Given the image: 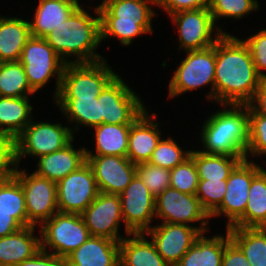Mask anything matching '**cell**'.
<instances>
[{
  "label": "cell",
  "instance_id": "6da1fadb",
  "mask_svg": "<svg viewBox=\"0 0 266 266\" xmlns=\"http://www.w3.org/2000/svg\"><path fill=\"white\" fill-rule=\"evenodd\" d=\"M261 80L247 44L224 33L216 42L214 102L247 105Z\"/></svg>",
  "mask_w": 266,
  "mask_h": 266
},
{
  "label": "cell",
  "instance_id": "7a4b0ae2",
  "mask_svg": "<svg viewBox=\"0 0 266 266\" xmlns=\"http://www.w3.org/2000/svg\"><path fill=\"white\" fill-rule=\"evenodd\" d=\"M81 6L45 37L66 63H91L105 59L95 52L101 44L98 7L94 8L96 17H93Z\"/></svg>",
  "mask_w": 266,
  "mask_h": 266
},
{
  "label": "cell",
  "instance_id": "3957f363",
  "mask_svg": "<svg viewBox=\"0 0 266 266\" xmlns=\"http://www.w3.org/2000/svg\"><path fill=\"white\" fill-rule=\"evenodd\" d=\"M221 106L222 109L212 113L201 127L199 138L204 150L199 151L238 156L245 160L248 146V104Z\"/></svg>",
  "mask_w": 266,
  "mask_h": 266
},
{
  "label": "cell",
  "instance_id": "277c9868",
  "mask_svg": "<svg viewBox=\"0 0 266 266\" xmlns=\"http://www.w3.org/2000/svg\"><path fill=\"white\" fill-rule=\"evenodd\" d=\"M149 5L155 7L156 0H108L98 6L101 42L112 36L129 46L135 37L153 33L151 21L157 14Z\"/></svg>",
  "mask_w": 266,
  "mask_h": 266
},
{
  "label": "cell",
  "instance_id": "5b68a950",
  "mask_svg": "<svg viewBox=\"0 0 266 266\" xmlns=\"http://www.w3.org/2000/svg\"><path fill=\"white\" fill-rule=\"evenodd\" d=\"M185 53V58L181 60L168 84L169 97L174 99L210 84L211 90L206 98L214 102L216 43L205 49Z\"/></svg>",
  "mask_w": 266,
  "mask_h": 266
},
{
  "label": "cell",
  "instance_id": "8992f818",
  "mask_svg": "<svg viewBox=\"0 0 266 266\" xmlns=\"http://www.w3.org/2000/svg\"><path fill=\"white\" fill-rule=\"evenodd\" d=\"M19 62L23 65L30 88L36 93L56 77L53 100L58 95L66 62L48 44L45 38L31 36Z\"/></svg>",
  "mask_w": 266,
  "mask_h": 266
},
{
  "label": "cell",
  "instance_id": "52a82bcc",
  "mask_svg": "<svg viewBox=\"0 0 266 266\" xmlns=\"http://www.w3.org/2000/svg\"><path fill=\"white\" fill-rule=\"evenodd\" d=\"M106 61L66 63L56 98H97L118 75Z\"/></svg>",
  "mask_w": 266,
  "mask_h": 266
},
{
  "label": "cell",
  "instance_id": "ba28073f",
  "mask_svg": "<svg viewBox=\"0 0 266 266\" xmlns=\"http://www.w3.org/2000/svg\"><path fill=\"white\" fill-rule=\"evenodd\" d=\"M41 249L66 258L89 237L88 228L80 214L55 213L40 226ZM48 248V250H47Z\"/></svg>",
  "mask_w": 266,
  "mask_h": 266
},
{
  "label": "cell",
  "instance_id": "9c48e42d",
  "mask_svg": "<svg viewBox=\"0 0 266 266\" xmlns=\"http://www.w3.org/2000/svg\"><path fill=\"white\" fill-rule=\"evenodd\" d=\"M71 127L62 123L35 122L33 119L16 137L17 165L23 157L36 159L64 148L73 139Z\"/></svg>",
  "mask_w": 266,
  "mask_h": 266
},
{
  "label": "cell",
  "instance_id": "30bf717a",
  "mask_svg": "<svg viewBox=\"0 0 266 266\" xmlns=\"http://www.w3.org/2000/svg\"><path fill=\"white\" fill-rule=\"evenodd\" d=\"M169 17L178 29L179 50L184 52L208 48L227 33L216 26L209 8L180 11Z\"/></svg>",
  "mask_w": 266,
  "mask_h": 266
},
{
  "label": "cell",
  "instance_id": "8fae6325",
  "mask_svg": "<svg viewBox=\"0 0 266 266\" xmlns=\"http://www.w3.org/2000/svg\"><path fill=\"white\" fill-rule=\"evenodd\" d=\"M100 124H132L147 108L143 100L117 75L97 97Z\"/></svg>",
  "mask_w": 266,
  "mask_h": 266
},
{
  "label": "cell",
  "instance_id": "7c38bea8",
  "mask_svg": "<svg viewBox=\"0 0 266 266\" xmlns=\"http://www.w3.org/2000/svg\"><path fill=\"white\" fill-rule=\"evenodd\" d=\"M18 168L11 174L20 182L24 192L28 227L40 226L58 212L56 182Z\"/></svg>",
  "mask_w": 266,
  "mask_h": 266
},
{
  "label": "cell",
  "instance_id": "4fadbf2b",
  "mask_svg": "<svg viewBox=\"0 0 266 266\" xmlns=\"http://www.w3.org/2000/svg\"><path fill=\"white\" fill-rule=\"evenodd\" d=\"M156 217L162 219L161 223L194 225L199 222L201 233H206L210 229L207 227L210 215L196 195L182 193L171 187L155 197Z\"/></svg>",
  "mask_w": 266,
  "mask_h": 266
},
{
  "label": "cell",
  "instance_id": "5bb4252c",
  "mask_svg": "<svg viewBox=\"0 0 266 266\" xmlns=\"http://www.w3.org/2000/svg\"><path fill=\"white\" fill-rule=\"evenodd\" d=\"M119 197L126 236L146 233L155 219V196L136 174Z\"/></svg>",
  "mask_w": 266,
  "mask_h": 266
},
{
  "label": "cell",
  "instance_id": "9a60e30c",
  "mask_svg": "<svg viewBox=\"0 0 266 266\" xmlns=\"http://www.w3.org/2000/svg\"><path fill=\"white\" fill-rule=\"evenodd\" d=\"M263 168L254 160H242L227 179L222 203L210 214V218L227 217L226 228L231 227L244 213L253 177Z\"/></svg>",
  "mask_w": 266,
  "mask_h": 266
},
{
  "label": "cell",
  "instance_id": "2e32d148",
  "mask_svg": "<svg viewBox=\"0 0 266 266\" xmlns=\"http://www.w3.org/2000/svg\"><path fill=\"white\" fill-rule=\"evenodd\" d=\"M57 185L58 212L82 214L99 194L93 171L87 161Z\"/></svg>",
  "mask_w": 266,
  "mask_h": 266
},
{
  "label": "cell",
  "instance_id": "e0dca14e",
  "mask_svg": "<svg viewBox=\"0 0 266 266\" xmlns=\"http://www.w3.org/2000/svg\"><path fill=\"white\" fill-rule=\"evenodd\" d=\"M81 215L90 236L106 237L117 242L124 238L118 232L120 223L124 222L119 195L99 192Z\"/></svg>",
  "mask_w": 266,
  "mask_h": 266
},
{
  "label": "cell",
  "instance_id": "ac0fdd59",
  "mask_svg": "<svg viewBox=\"0 0 266 266\" xmlns=\"http://www.w3.org/2000/svg\"><path fill=\"white\" fill-rule=\"evenodd\" d=\"M197 226L158 223V226H152L146 235H150L162 258L170 266H175L202 234Z\"/></svg>",
  "mask_w": 266,
  "mask_h": 266
},
{
  "label": "cell",
  "instance_id": "d6986e66",
  "mask_svg": "<svg viewBox=\"0 0 266 266\" xmlns=\"http://www.w3.org/2000/svg\"><path fill=\"white\" fill-rule=\"evenodd\" d=\"M99 192L119 195L136 175V165L127 157L86 156Z\"/></svg>",
  "mask_w": 266,
  "mask_h": 266
},
{
  "label": "cell",
  "instance_id": "ffe728a7",
  "mask_svg": "<svg viewBox=\"0 0 266 266\" xmlns=\"http://www.w3.org/2000/svg\"><path fill=\"white\" fill-rule=\"evenodd\" d=\"M146 109L132 124L129 131L127 158L135 165L149 162L161 138L156 113ZM149 112V113H148ZM154 119V120H153Z\"/></svg>",
  "mask_w": 266,
  "mask_h": 266
},
{
  "label": "cell",
  "instance_id": "44dd1931",
  "mask_svg": "<svg viewBox=\"0 0 266 266\" xmlns=\"http://www.w3.org/2000/svg\"><path fill=\"white\" fill-rule=\"evenodd\" d=\"M120 242L90 236L65 259L67 266H120Z\"/></svg>",
  "mask_w": 266,
  "mask_h": 266
},
{
  "label": "cell",
  "instance_id": "7402d4cb",
  "mask_svg": "<svg viewBox=\"0 0 266 266\" xmlns=\"http://www.w3.org/2000/svg\"><path fill=\"white\" fill-rule=\"evenodd\" d=\"M74 140L60 150L39 157L34 172L57 183L82 166L86 162V148L75 149Z\"/></svg>",
  "mask_w": 266,
  "mask_h": 266
},
{
  "label": "cell",
  "instance_id": "603a6c76",
  "mask_svg": "<svg viewBox=\"0 0 266 266\" xmlns=\"http://www.w3.org/2000/svg\"><path fill=\"white\" fill-rule=\"evenodd\" d=\"M35 230V226L23 227L0 238V266H16L41 249L40 235L36 236Z\"/></svg>",
  "mask_w": 266,
  "mask_h": 266
},
{
  "label": "cell",
  "instance_id": "cb8c5ba5",
  "mask_svg": "<svg viewBox=\"0 0 266 266\" xmlns=\"http://www.w3.org/2000/svg\"><path fill=\"white\" fill-rule=\"evenodd\" d=\"M79 1L39 0L33 21H29L33 37L45 38L80 6Z\"/></svg>",
  "mask_w": 266,
  "mask_h": 266
},
{
  "label": "cell",
  "instance_id": "d4e9b609",
  "mask_svg": "<svg viewBox=\"0 0 266 266\" xmlns=\"http://www.w3.org/2000/svg\"><path fill=\"white\" fill-rule=\"evenodd\" d=\"M146 236V233H130L120 241V266H170Z\"/></svg>",
  "mask_w": 266,
  "mask_h": 266
},
{
  "label": "cell",
  "instance_id": "484cf974",
  "mask_svg": "<svg viewBox=\"0 0 266 266\" xmlns=\"http://www.w3.org/2000/svg\"><path fill=\"white\" fill-rule=\"evenodd\" d=\"M30 37L28 20L0 15V63L19 61Z\"/></svg>",
  "mask_w": 266,
  "mask_h": 266
},
{
  "label": "cell",
  "instance_id": "4316f807",
  "mask_svg": "<svg viewBox=\"0 0 266 266\" xmlns=\"http://www.w3.org/2000/svg\"><path fill=\"white\" fill-rule=\"evenodd\" d=\"M130 127L131 124L106 123L93 127L96 151L94 154L86 147V156L111 155L127 157Z\"/></svg>",
  "mask_w": 266,
  "mask_h": 266
},
{
  "label": "cell",
  "instance_id": "83f0119b",
  "mask_svg": "<svg viewBox=\"0 0 266 266\" xmlns=\"http://www.w3.org/2000/svg\"><path fill=\"white\" fill-rule=\"evenodd\" d=\"M245 213L231 226L239 228H266V170L253 177Z\"/></svg>",
  "mask_w": 266,
  "mask_h": 266
},
{
  "label": "cell",
  "instance_id": "f1b7e54d",
  "mask_svg": "<svg viewBox=\"0 0 266 266\" xmlns=\"http://www.w3.org/2000/svg\"><path fill=\"white\" fill-rule=\"evenodd\" d=\"M224 248L225 236L202 233L175 266H221Z\"/></svg>",
  "mask_w": 266,
  "mask_h": 266
},
{
  "label": "cell",
  "instance_id": "f546056e",
  "mask_svg": "<svg viewBox=\"0 0 266 266\" xmlns=\"http://www.w3.org/2000/svg\"><path fill=\"white\" fill-rule=\"evenodd\" d=\"M54 102L69 123L75 122V127L71 128L73 135L79 131V126L91 129L100 125V101L97 98H55Z\"/></svg>",
  "mask_w": 266,
  "mask_h": 266
},
{
  "label": "cell",
  "instance_id": "4dcf8cb0",
  "mask_svg": "<svg viewBox=\"0 0 266 266\" xmlns=\"http://www.w3.org/2000/svg\"><path fill=\"white\" fill-rule=\"evenodd\" d=\"M29 102V96H0V130L16 138L34 119L32 116L34 108Z\"/></svg>",
  "mask_w": 266,
  "mask_h": 266
},
{
  "label": "cell",
  "instance_id": "1f68e13d",
  "mask_svg": "<svg viewBox=\"0 0 266 266\" xmlns=\"http://www.w3.org/2000/svg\"><path fill=\"white\" fill-rule=\"evenodd\" d=\"M227 229L230 239L240 248L251 266H266V228Z\"/></svg>",
  "mask_w": 266,
  "mask_h": 266
},
{
  "label": "cell",
  "instance_id": "d6a6232c",
  "mask_svg": "<svg viewBox=\"0 0 266 266\" xmlns=\"http://www.w3.org/2000/svg\"><path fill=\"white\" fill-rule=\"evenodd\" d=\"M199 179L227 180L233 169L242 161L238 156H226L202 153L191 150Z\"/></svg>",
  "mask_w": 266,
  "mask_h": 266
},
{
  "label": "cell",
  "instance_id": "836d02e7",
  "mask_svg": "<svg viewBox=\"0 0 266 266\" xmlns=\"http://www.w3.org/2000/svg\"><path fill=\"white\" fill-rule=\"evenodd\" d=\"M0 210L12 213L23 227H28L24 192L12 174L0 182Z\"/></svg>",
  "mask_w": 266,
  "mask_h": 266
},
{
  "label": "cell",
  "instance_id": "e575fe53",
  "mask_svg": "<svg viewBox=\"0 0 266 266\" xmlns=\"http://www.w3.org/2000/svg\"><path fill=\"white\" fill-rule=\"evenodd\" d=\"M34 94L19 61L0 63V96L26 97Z\"/></svg>",
  "mask_w": 266,
  "mask_h": 266
},
{
  "label": "cell",
  "instance_id": "d590c367",
  "mask_svg": "<svg viewBox=\"0 0 266 266\" xmlns=\"http://www.w3.org/2000/svg\"><path fill=\"white\" fill-rule=\"evenodd\" d=\"M208 8L217 25L219 19L233 18L234 20H240L244 18L250 12L258 10L259 3L258 0H210Z\"/></svg>",
  "mask_w": 266,
  "mask_h": 266
},
{
  "label": "cell",
  "instance_id": "8d00e7d4",
  "mask_svg": "<svg viewBox=\"0 0 266 266\" xmlns=\"http://www.w3.org/2000/svg\"><path fill=\"white\" fill-rule=\"evenodd\" d=\"M191 150L182 149L172 137L159 141L148 163L172 170L190 157Z\"/></svg>",
  "mask_w": 266,
  "mask_h": 266
},
{
  "label": "cell",
  "instance_id": "74e56055",
  "mask_svg": "<svg viewBox=\"0 0 266 266\" xmlns=\"http://www.w3.org/2000/svg\"><path fill=\"white\" fill-rule=\"evenodd\" d=\"M266 155V115L256 113L248 105V146L245 158Z\"/></svg>",
  "mask_w": 266,
  "mask_h": 266
},
{
  "label": "cell",
  "instance_id": "f35d334b",
  "mask_svg": "<svg viewBox=\"0 0 266 266\" xmlns=\"http://www.w3.org/2000/svg\"><path fill=\"white\" fill-rule=\"evenodd\" d=\"M198 183L197 168L191 157L170 170V187L173 189L195 195Z\"/></svg>",
  "mask_w": 266,
  "mask_h": 266
},
{
  "label": "cell",
  "instance_id": "ab89813d",
  "mask_svg": "<svg viewBox=\"0 0 266 266\" xmlns=\"http://www.w3.org/2000/svg\"><path fill=\"white\" fill-rule=\"evenodd\" d=\"M227 180L199 179L196 197L210 215L223 201Z\"/></svg>",
  "mask_w": 266,
  "mask_h": 266
},
{
  "label": "cell",
  "instance_id": "60d3db41",
  "mask_svg": "<svg viewBox=\"0 0 266 266\" xmlns=\"http://www.w3.org/2000/svg\"><path fill=\"white\" fill-rule=\"evenodd\" d=\"M136 174L155 197L170 187V170L168 169L148 162L140 163L136 165Z\"/></svg>",
  "mask_w": 266,
  "mask_h": 266
},
{
  "label": "cell",
  "instance_id": "b9f144b4",
  "mask_svg": "<svg viewBox=\"0 0 266 266\" xmlns=\"http://www.w3.org/2000/svg\"><path fill=\"white\" fill-rule=\"evenodd\" d=\"M243 41L249 47L257 74L262 79H266V29L260 30Z\"/></svg>",
  "mask_w": 266,
  "mask_h": 266
},
{
  "label": "cell",
  "instance_id": "7bdbcfd3",
  "mask_svg": "<svg viewBox=\"0 0 266 266\" xmlns=\"http://www.w3.org/2000/svg\"><path fill=\"white\" fill-rule=\"evenodd\" d=\"M0 163L12 173L17 167L16 138L0 130Z\"/></svg>",
  "mask_w": 266,
  "mask_h": 266
},
{
  "label": "cell",
  "instance_id": "ee69618b",
  "mask_svg": "<svg viewBox=\"0 0 266 266\" xmlns=\"http://www.w3.org/2000/svg\"><path fill=\"white\" fill-rule=\"evenodd\" d=\"M210 0H156V6L169 16L180 11L208 8Z\"/></svg>",
  "mask_w": 266,
  "mask_h": 266
},
{
  "label": "cell",
  "instance_id": "f6af8a7d",
  "mask_svg": "<svg viewBox=\"0 0 266 266\" xmlns=\"http://www.w3.org/2000/svg\"><path fill=\"white\" fill-rule=\"evenodd\" d=\"M225 235V248L221 266H251L240 248L230 239L227 228Z\"/></svg>",
  "mask_w": 266,
  "mask_h": 266
},
{
  "label": "cell",
  "instance_id": "bcb514c9",
  "mask_svg": "<svg viewBox=\"0 0 266 266\" xmlns=\"http://www.w3.org/2000/svg\"><path fill=\"white\" fill-rule=\"evenodd\" d=\"M16 266H67L65 258L56 256L48 251L40 249L32 257L22 261Z\"/></svg>",
  "mask_w": 266,
  "mask_h": 266
},
{
  "label": "cell",
  "instance_id": "7dc6e473",
  "mask_svg": "<svg viewBox=\"0 0 266 266\" xmlns=\"http://www.w3.org/2000/svg\"><path fill=\"white\" fill-rule=\"evenodd\" d=\"M23 226L8 211L0 210V238L8 236Z\"/></svg>",
  "mask_w": 266,
  "mask_h": 266
},
{
  "label": "cell",
  "instance_id": "c3c4849f",
  "mask_svg": "<svg viewBox=\"0 0 266 266\" xmlns=\"http://www.w3.org/2000/svg\"><path fill=\"white\" fill-rule=\"evenodd\" d=\"M248 105L256 113L266 115V79L260 81L259 87Z\"/></svg>",
  "mask_w": 266,
  "mask_h": 266
},
{
  "label": "cell",
  "instance_id": "681fc988",
  "mask_svg": "<svg viewBox=\"0 0 266 266\" xmlns=\"http://www.w3.org/2000/svg\"><path fill=\"white\" fill-rule=\"evenodd\" d=\"M11 173L0 163V182L6 179Z\"/></svg>",
  "mask_w": 266,
  "mask_h": 266
},
{
  "label": "cell",
  "instance_id": "f907efd6",
  "mask_svg": "<svg viewBox=\"0 0 266 266\" xmlns=\"http://www.w3.org/2000/svg\"><path fill=\"white\" fill-rule=\"evenodd\" d=\"M105 1H108V0H102V3H100L99 5H97V7L100 6V5H102Z\"/></svg>",
  "mask_w": 266,
  "mask_h": 266
}]
</instances>
